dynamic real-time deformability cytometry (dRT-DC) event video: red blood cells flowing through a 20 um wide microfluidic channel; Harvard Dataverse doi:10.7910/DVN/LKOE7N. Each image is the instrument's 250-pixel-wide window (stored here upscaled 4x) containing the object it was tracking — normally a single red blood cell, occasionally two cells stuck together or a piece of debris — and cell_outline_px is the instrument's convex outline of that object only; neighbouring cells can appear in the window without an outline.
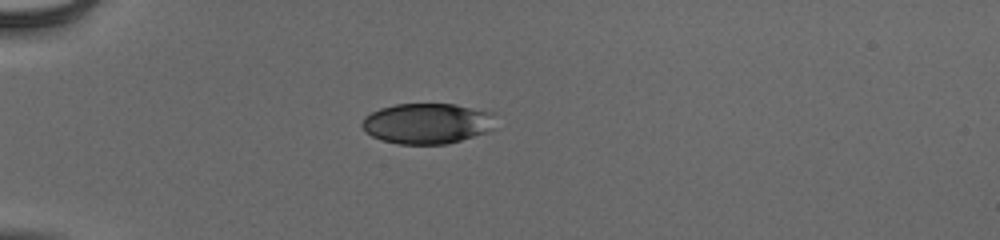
{"species": "human", "species_latin": "Homo sapiens", "temperature_condition": "cold", "stored_images_in_passage": 38, "camera_frame_rate_fps": 3000, "um_per_image_px": 0.085, "donor": {"sex": "male"}, "frame": {"image": 1, "passage_image": 1, "time_ms": 0.0, "image_size_px": [1000, 240], "cell_outline_px": [[492, 128], [484, 132], [448, 144], [396, 144], [372, 136], [360, 124], [364, 116], [380, 108], [396, 104], [456, 104], [492, 112]], "centroid_in_image_um": [36.26, 10.48], "position_along_channel_um": 48.7, "area_um2": 31.21}}
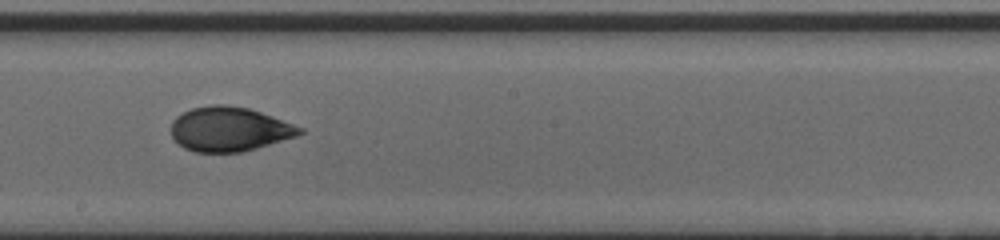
{"frame": {"image": 2, "passage_image": 17, "time_ms": 5.333, "image_size_px": [1000, 240], "cell_outline_px": [[304, 132], [296, 136], [256, 148], [240, 152], [196, 152], [184, 148], [172, 136], [172, 120], [176, 116], [192, 108], [212, 104], [228, 104], [248, 108], [272, 116], [304, 128]], "centroid_in_image_um": [19.49, 10.96], "position_along_channel_um": 228.7, "area_um2": 33.12}}
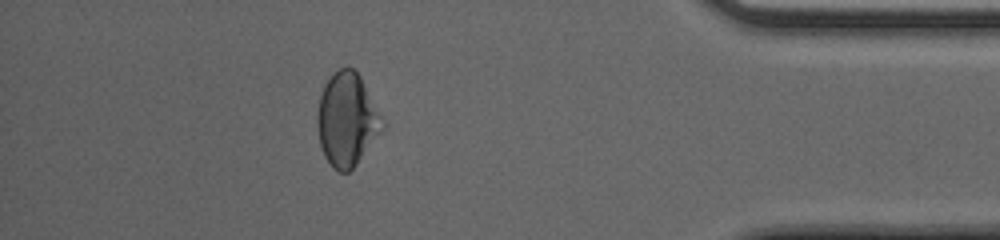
{"frame": {"image": 3, "passage_image": 33, "time_ms": 10.667, "image_size_px": [1000, 240], "cell_outline_px": [[384, 128], [356, 164], [348, 172], [340, 172], [332, 168], [324, 156], [320, 144], [316, 124], [316, 120], [320, 96], [324, 84], [340, 68], [352, 68], [360, 76], [384, 124]], "centroid_in_image_um": [29.45, 10.2], "position_along_channel_um": 405.7, "area_um2": 34.68}, "authors_computed_cell_mechanics": {"area_um2": 33.4084, "velocity_mm_per_s": 3.9495, "shape_relaxation_time_tau1_ms": 5.1153, "shape_relaxation_time_tau2_ms": 1.683, "deformation_change_tau1": 0.1231, "deformation_change_tau2": 0.0543}}